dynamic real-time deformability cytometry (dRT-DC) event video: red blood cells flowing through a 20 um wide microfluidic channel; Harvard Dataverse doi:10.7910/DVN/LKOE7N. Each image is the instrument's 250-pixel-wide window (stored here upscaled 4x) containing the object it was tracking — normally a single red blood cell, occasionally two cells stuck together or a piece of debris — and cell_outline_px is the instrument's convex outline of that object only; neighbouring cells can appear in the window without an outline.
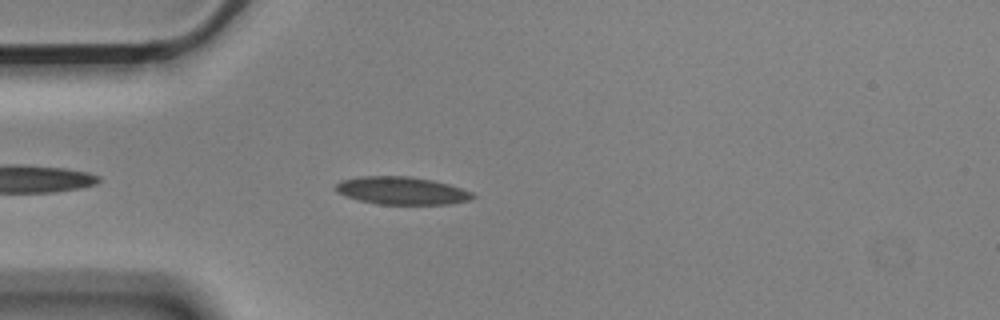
{"species": "Egyptian fruit bat (a non-hibernating species)", "species_latin": "Rousettus aegyptiacus", "temperature_condition": "cold", "stored_images_in_passage": 20, "camera_frame_rate_fps": 3000, "um_per_image_px": 0.085, "animal": {"sex": "male"}, "frame": {"image": 1, "passage_image": 5, "time_ms": 1.333, "image_size_px": [1000, 320], "cell_outline_px": [[476, 196], [468, 200], [448, 204], [376, 204], [360, 200], [336, 192], [336, 184], [340, 180], [360, 176], [412, 176], [432, 180], [448, 184], [472, 192]], "centroid_in_image_um": [34.13, 16.2], "position_along_channel_um": 50.9, "area_um2": 22.02}}
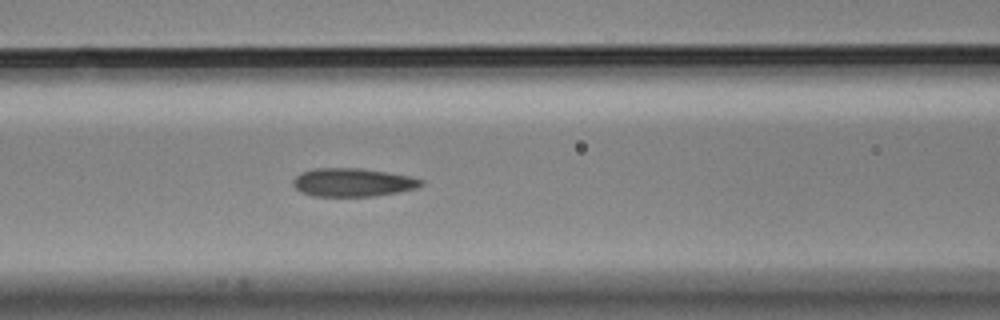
{"frame": {"image": 2, "passage_image": 13, "time_ms": 4.0, "image_size_px": [1000, 320], "cell_outline_px": [[424, 184], [416, 188], [396, 192], [372, 196], [312, 196], [300, 192], [292, 184], [292, 180], [300, 172], [312, 168], [360, 168], [408, 176], [424, 180]], "centroid_in_image_um": [29.92, 15.5], "position_along_channel_um": 136.7, "area_um2": 21.1}}
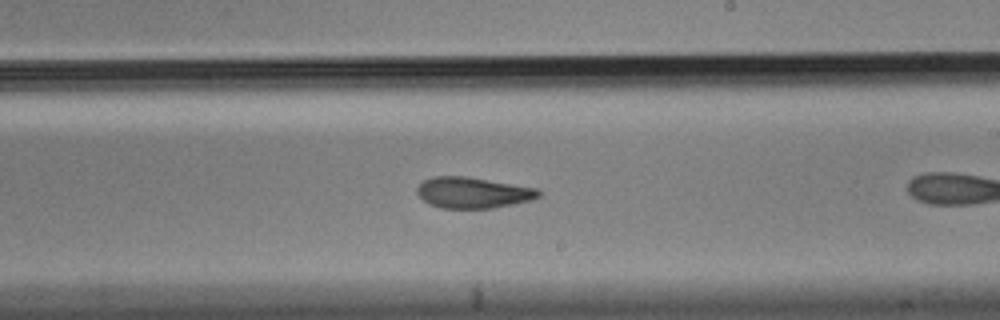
{"frame": {"image": 3, "passage_image": 19, "time_ms": 6.0, "image_size_px": [1000, 320], "cell_outline_px": [[540, 196], [532, 200], [492, 208], [440, 208], [428, 204], [416, 192], [416, 188], [424, 180], [432, 176], [464, 176], [540, 188]], "centroid_in_image_um": [40.2, 16.37], "position_along_channel_um": 248.8, "area_um2": 22.02}}